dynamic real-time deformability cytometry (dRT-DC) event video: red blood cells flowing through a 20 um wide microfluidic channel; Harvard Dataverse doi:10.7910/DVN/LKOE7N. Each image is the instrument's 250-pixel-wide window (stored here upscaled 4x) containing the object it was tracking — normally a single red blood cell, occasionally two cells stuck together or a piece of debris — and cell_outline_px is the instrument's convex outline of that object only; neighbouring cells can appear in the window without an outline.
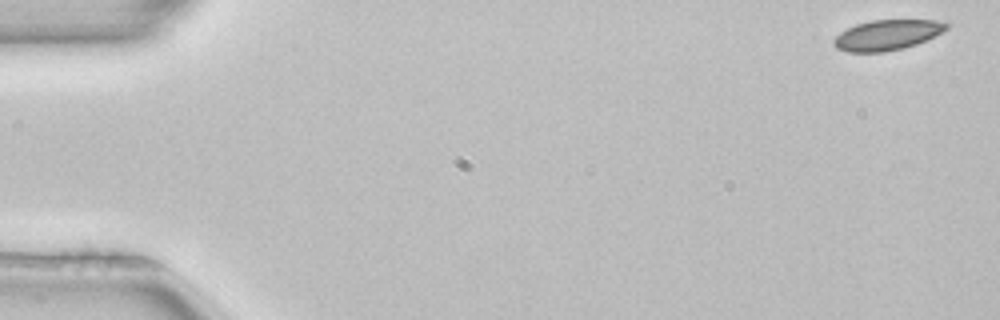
{"species": "common noctule bat (a hibernating species)", "species_latin": "Nyctalus noctula", "temperature_condition": "room temperature", "stored_images_in_passage": 51, "camera_frame_rate_fps": 3000, "um_per_image_px": 0.085, "animal": {"sex": "female", "body_mass_g": 22.7, "forearm_length_mm": 54.2}, "frame": {"image": 1, "passage_image": 1, "time_ms": 0.0, "image_size_px": [1000, 320], "cell_outline_px": [[948, 28], [916, 44], [904, 48], [884, 52], [848, 52], [836, 48], [832, 44], [832, 40], [840, 32], [856, 24], [872, 20], [936, 20], [948, 24]], "centroid_in_image_um": [75.34, 2.98], "position_along_channel_um": 9.7, "area_um2": 19.71}}
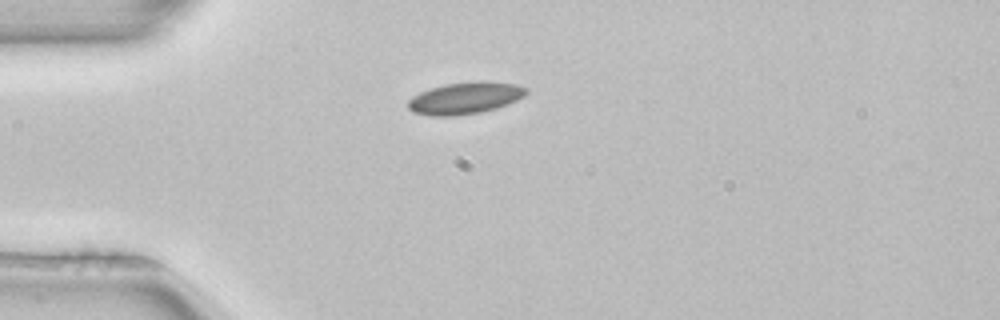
{"frame": {"image": 2, "passage_image": 13, "time_ms": 4.0, "image_size_px": [1000, 320], "cell_outline_px": [[528, 92], [524, 96], [508, 104], [496, 108], [480, 112], [456, 116], [432, 116], [412, 112], [408, 108], [408, 100], [412, 96], [420, 92], [444, 84], [480, 80], [516, 84], [528, 88]], "centroid_in_image_um": [39.53, 8.33], "position_along_channel_um": 45.5, "area_um2": 22.08}}
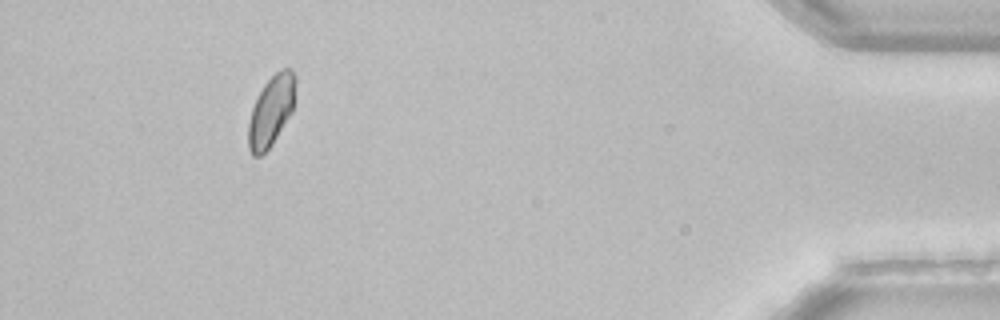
{"frame": {"image": 3, "passage_image": 47, "time_ms": 15.333, "image_size_px": [1000, 320], "cell_outline_px": [[296, 84], [292, 112], [272, 144], [260, 156], [252, 156], [248, 148], [248, 124], [252, 108], [264, 84], [280, 68], [292, 68], [296, 76]], "centroid_in_image_um": [23.06, 9.4], "position_along_channel_um": 412.1, "area_um2": 19.31}, "authors_computed_cell_mechanics": {"area_um2": 20.1722, "velocity_mm_per_s": 3.9682, "shape_relaxation_time_tau1_ms": 10.105, "shape_relaxation_time_tau2_ms": null, "deformation_change_tau1": 0.1096, "deformation_change_tau2": null}}